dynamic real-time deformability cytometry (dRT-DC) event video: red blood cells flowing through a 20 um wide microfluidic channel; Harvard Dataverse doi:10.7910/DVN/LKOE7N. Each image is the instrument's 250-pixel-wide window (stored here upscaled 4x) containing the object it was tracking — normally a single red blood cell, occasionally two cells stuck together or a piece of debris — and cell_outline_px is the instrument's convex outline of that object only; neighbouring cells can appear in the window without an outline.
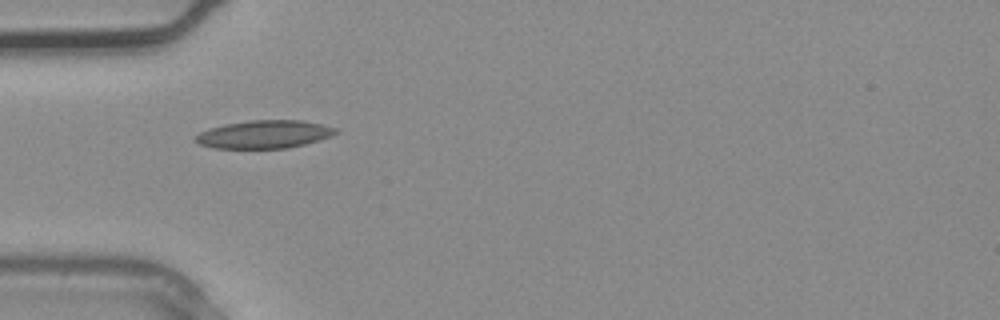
{"species": "common noctule bat (a hibernating species)", "species_latin": "Nyctalus noctula", "temperature_condition": "warm", "stored_images_in_passage": 1, "camera_frame_rate_fps": 3000, "um_per_image_px": 0.085, "animal": {"sex": "male", "body_mass_g": 20.4}, "frame": {"image": 1, "passage_image": 1, "time_ms": 0.0, "image_size_px": [1000, 320], "cell_outline_px": [[340, 132], [332, 136], [320, 140], [288, 148], [212, 148], [200, 144], [192, 140], [200, 132], [208, 128], [224, 124], [248, 120], [304, 120], [340, 128]], "centroid_in_image_um": [22.5, 11.41], "position_along_channel_um": 62.5, "area_um2": 23.24}}